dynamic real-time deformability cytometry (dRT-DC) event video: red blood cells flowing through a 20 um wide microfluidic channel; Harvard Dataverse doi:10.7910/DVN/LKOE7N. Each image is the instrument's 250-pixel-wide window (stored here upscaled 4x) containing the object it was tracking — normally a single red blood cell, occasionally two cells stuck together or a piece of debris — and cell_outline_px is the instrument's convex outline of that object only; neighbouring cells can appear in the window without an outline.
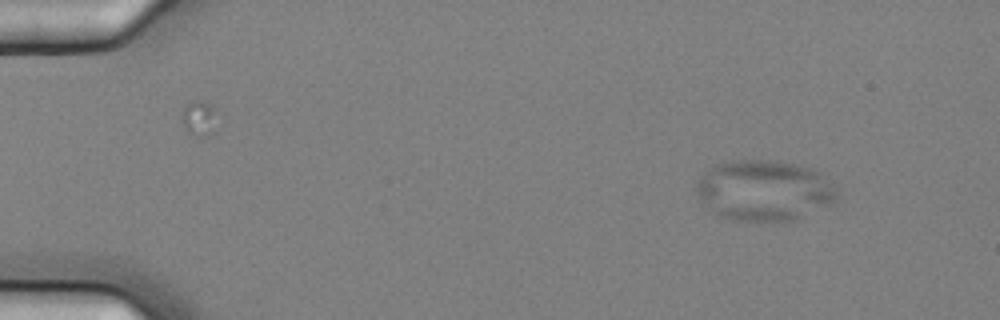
{"species": "common noctule bat (a hibernating species)", "species_latin": "Nyctalus noctula", "temperature_condition": "cold", "stored_images_in_passage": 3, "camera_frame_rate_fps": 3000, "um_per_image_px": 0.085, "animal": {"sex": "female", "body_mass_g": 25.1}, "frame": {"image": 1, "passage_image": 1, "time_ms": 0.0, "image_size_px": [1000, 320], "cell_outline_px": [[836, 200], [832, 204], [796, 220], [732, 220], [720, 216], [700, 196], [696, 188], [696, 180], [704, 172], [716, 164], [732, 160], [776, 160], [796, 164], [820, 172], [836, 188]], "centroid_in_image_um": [64.99, 16.17], "position_along_channel_um": 20.0, "area_um2": 49.25}}